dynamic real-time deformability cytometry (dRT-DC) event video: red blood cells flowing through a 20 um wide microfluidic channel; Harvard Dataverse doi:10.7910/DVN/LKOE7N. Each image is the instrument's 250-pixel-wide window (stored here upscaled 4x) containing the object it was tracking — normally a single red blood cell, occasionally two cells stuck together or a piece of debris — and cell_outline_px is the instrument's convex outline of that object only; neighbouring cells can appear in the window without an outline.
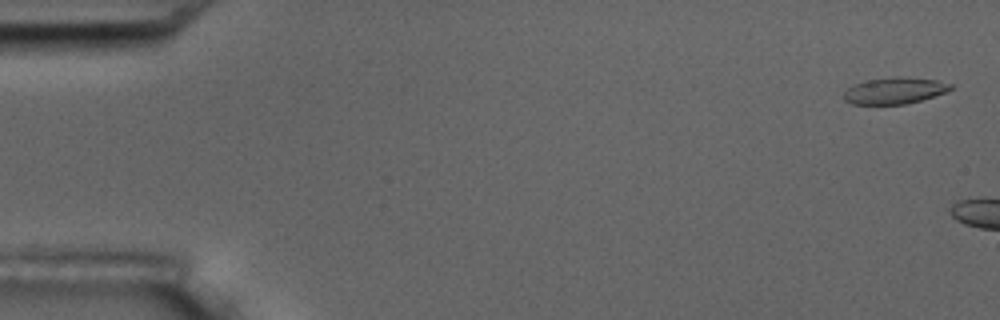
{"species": "common noctule bat (a hibernating species)", "species_latin": "Nyctalus noctula", "temperature_condition": "room temperature", "stored_images_in_passage": 3, "camera_frame_rate_fps": 3000, "um_per_image_px": 0.085, "animal": {"sex": "male", "body_mass_g": 17.5, "forearm_length_mm": 52.3}, "frame": {"image": 1, "passage_image": 1, "time_ms": 0.0, "image_size_px": [1000, 320], "cell_outline_px": [[952, 88], [944, 92], [920, 100], [904, 104], [852, 104], [844, 100], [844, 92], [848, 88], [856, 84], [868, 80], [892, 76], [900, 76], [936, 80], [952, 84]], "centroid_in_image_um": [76.02, 7.7], "position_along_channel_um": 9.0, "area_um2": 16.24}}